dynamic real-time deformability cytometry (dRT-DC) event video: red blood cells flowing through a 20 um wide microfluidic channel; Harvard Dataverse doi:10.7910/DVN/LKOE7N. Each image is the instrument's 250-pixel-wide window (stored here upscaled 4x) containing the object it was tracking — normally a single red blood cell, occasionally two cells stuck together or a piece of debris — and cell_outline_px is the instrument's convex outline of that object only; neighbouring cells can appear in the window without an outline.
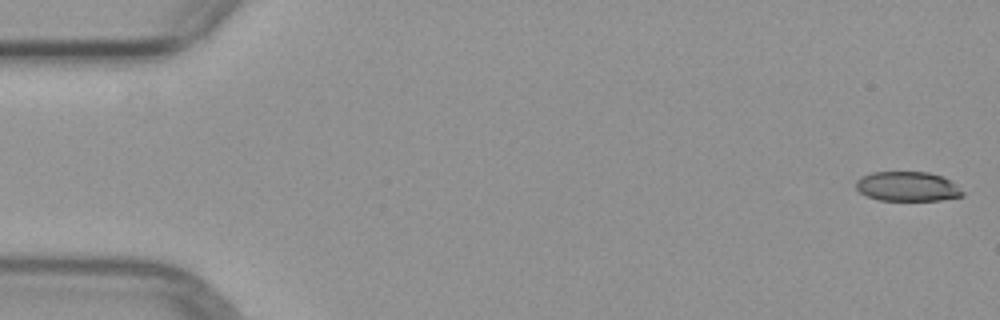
{"species": "common noctule bat (a hibernating species)", "species_latin": "Nyctalus noctula", "temperature_condition": "warm", "stored_images_in_passage": 4, "camera_frame_rate_fps": 3000, "um_per_image_px": 0.085, "animal": {"sex": "female", "body_mass_g": 29.2, "forearm_length_mm": 56.3}, "frame": {"image": 1, "passage_image": 1, "time_ms": 0.0, "image_size_px": [1000, 320], "cell_outline_px": [[964, 196], [940, 200], [880, 200], [868, 196], [860, 192], [856, 188], [856, 180], [860, 176], [872, 172], [928, 172], [940, 176], [948, 180], [964, 192]], "centroid_in_image_um": [77.1, 15.85], "position_along_channel_um": 7.9, "area_um2": 18.21}}
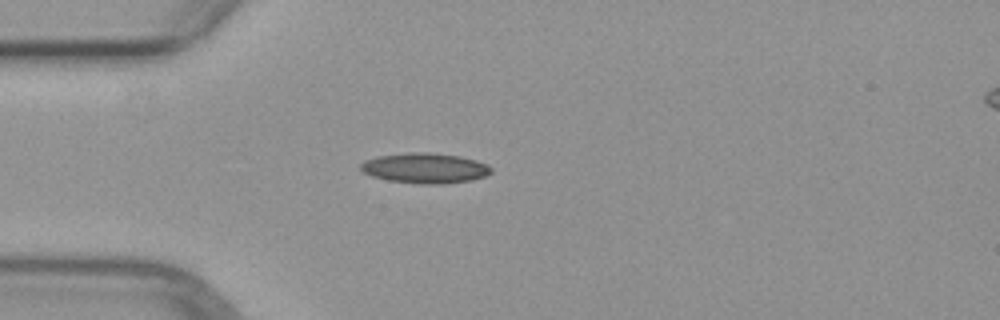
{"frame": {"image": 2, "passage_image": 4, "time_ms": 4.333, "image_size_px": [1000, 320], "cell_outline_px": [[492, 172], [484, 176], [472, 180], [440, 184], [420, 184], [388, 180], [372, 176], [364, 172], [360, 168], [360, 164], [364, 160], [376, 156], [408, 152], [428, 152], [460, 156], [476, 160], [488, 164], [492, 168]], "centroid_in_image_um": [36.12, 14.28], "position_along_channel_um": 48.9, "area_um2": 23.12}}